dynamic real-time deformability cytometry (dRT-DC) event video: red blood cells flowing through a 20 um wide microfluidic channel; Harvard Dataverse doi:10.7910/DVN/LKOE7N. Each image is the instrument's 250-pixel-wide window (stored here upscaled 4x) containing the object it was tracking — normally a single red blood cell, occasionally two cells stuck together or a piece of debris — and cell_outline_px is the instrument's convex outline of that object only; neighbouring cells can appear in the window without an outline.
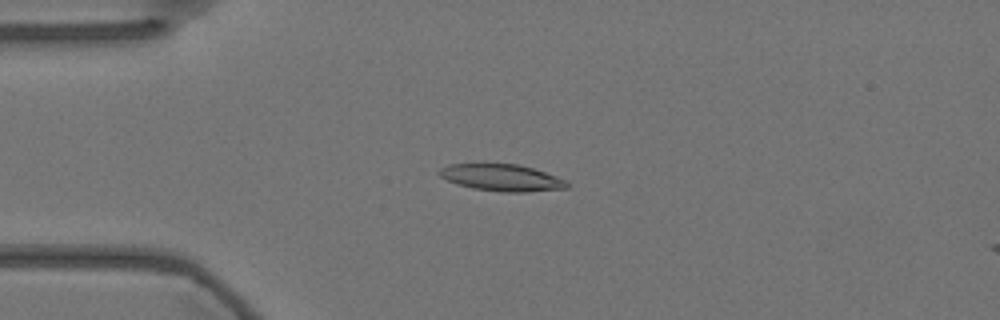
{"species": "Egyptian fruit bat (a non-hibernating species)", "species_latin": "Rousettus aegyptiacus", "temperature_condition": "warm", "stored_images_in_passage": 17, "camera_frame_rate_fps": 3000, "um_per_image_px": 0.085, "animal": {"sex": "female"}, "frame": {"image": 1, "passage_image": 14, "time_ms": 4.333, "image_size_px": [1000, 320], "cell_outline_px": [[568, 188], [528, 192], [500, 192], [472, 188], [456, 184], [440, 176], [436, 172], [440, 168], [448, 164], [476, 160], [516, 164], [532, 168], [556, 176], [564, 180], [568, 184]], "centroid_in_image_um": [42.52, 15.05], "position_along_channel_um": 42.5, "area_um2": 20.87}}